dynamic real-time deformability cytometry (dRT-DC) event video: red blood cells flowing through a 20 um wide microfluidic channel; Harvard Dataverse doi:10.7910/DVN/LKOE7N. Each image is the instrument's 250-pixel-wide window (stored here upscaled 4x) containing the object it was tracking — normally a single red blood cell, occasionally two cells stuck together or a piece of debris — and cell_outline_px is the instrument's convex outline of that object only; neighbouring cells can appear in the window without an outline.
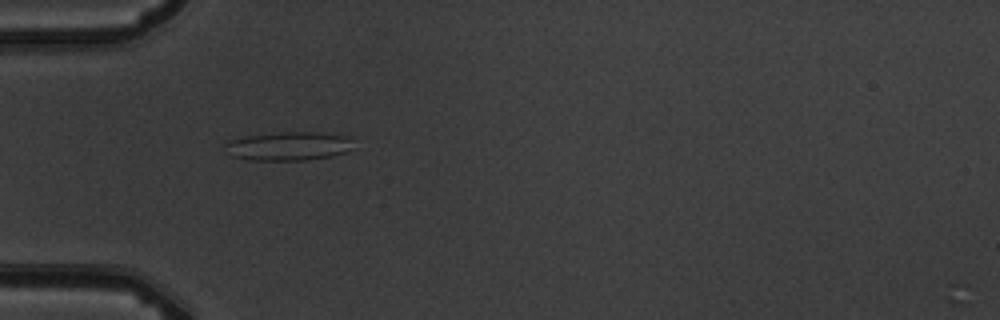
{"species": "common noctule bat (a hibernating species)", "species_latin": "Nyctalus noctula", "temperature_condition": "warm", "stored_images_in_passage": 4, "camera_frame_rate_fps": 3000, "um_per_image_px": 0.085, "animal": {"sex": "male", "body_mass_g": 19.5, "forearm_length_mm": 54.6}, "frame": {"image": 1, "passage_image": 2, "time_ms": 2.0, "image_size_px": [1000, 320], "cell_outline_px": [[352, 140], [344, 152], [332, 156], [308, 160], [248, 160], [232, 156], [224, 144], [232, 140], [248, 136], [280, 132], [312, 132], [348, 136]], "centroid_in_image_um": [24.5, 12.43], "position_along_channel_um": 60.5, "area_um2": 20.98}}
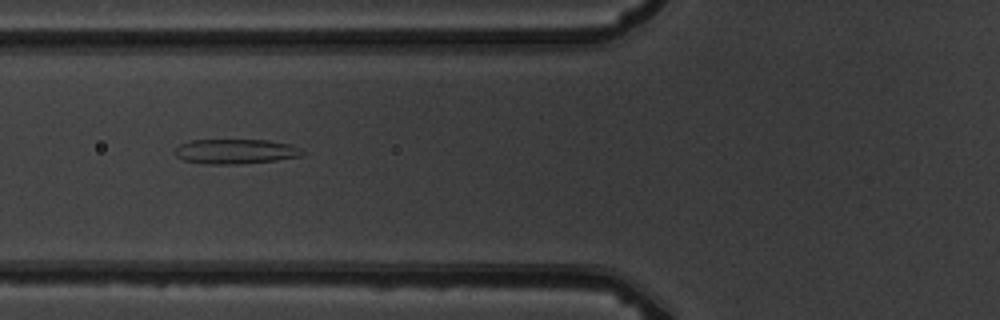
{"frame": {"image": 2, "passage_image": 3, "time_ms": 3.333, "image_size_px": [1000, 320], "cell_outline_px": [[304, 156], [276, 160], [240, 164], [204, 164], [184, 160], [176, 156], [172, 152], [180, 144], [192, 140], [268, 140], [292, 144], [300, 148], [304, 152]], "centroid_in_image_um": [20.04, 12.87], "position_along_channel_um": 105.8, "area_um2": 18.61}}
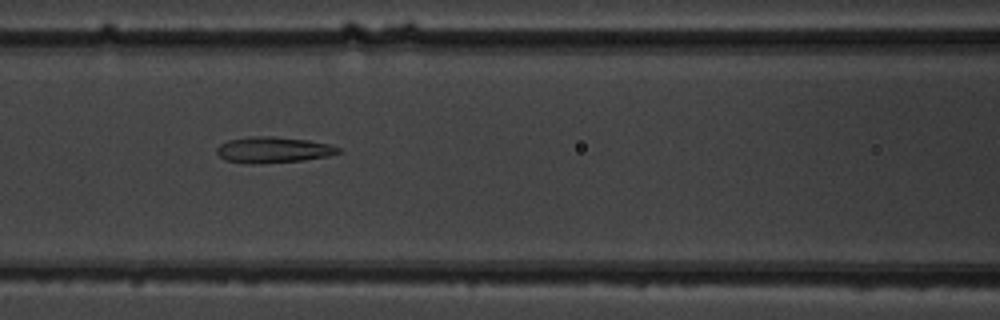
{"frame": {"image": 3, "passage_image": 4, "time_ms": 4.333, "image_size_px": [1000, 320], "cell_outline_px": [[340, 152], [328, 156], [304, 160], [252, 164], [224, 160], [216, 152], [216, 148], [220, 144], [228, 140], [252, 136], [272, 136], [308, 140], [328, 144], [340, 148]], "centroid_in_image_um": [23.19, 12.73], "position_along_channel_um": 143.4, "area_um2": 18.32}}